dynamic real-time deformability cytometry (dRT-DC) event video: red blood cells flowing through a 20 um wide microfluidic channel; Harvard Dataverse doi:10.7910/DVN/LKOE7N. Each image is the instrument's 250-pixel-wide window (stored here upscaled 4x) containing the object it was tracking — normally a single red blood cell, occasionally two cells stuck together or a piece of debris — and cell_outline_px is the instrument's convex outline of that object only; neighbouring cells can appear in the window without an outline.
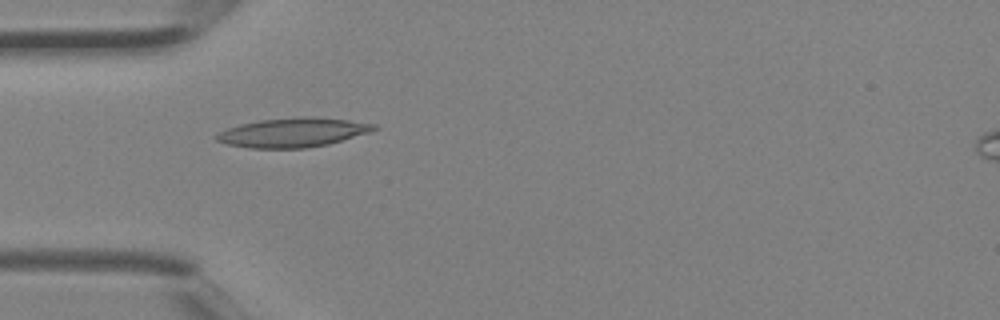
{"species": "Egyptian fruit bat (a non-hibernating species)", "species_latin": "Rousettus aegyptiacus", "temperature_condition": "room temperature", "stored_images_in_passage": 2, "camera_frame_rate_fps": 3000, "um_per_image_px": 0.085, "animal": {"sex": "female"}, "frame": {"image": 1, "passage_image": 1, "time_ms": 0.0, "image_size_px": [1000, 320], "cell_outline_px": [[380, 128], [368, 132], [328, 144], [304, 148], [248, 148], [228, 144], [216, 140], [212, 136], [228, 128], [240, 124], [260, 120], [304, 116], [348, 120], [376, 124]], "centroid_in_image_um": [24.87, 11.26], "position_along_channel_um": 60.1, "area_um2": 26.59}}
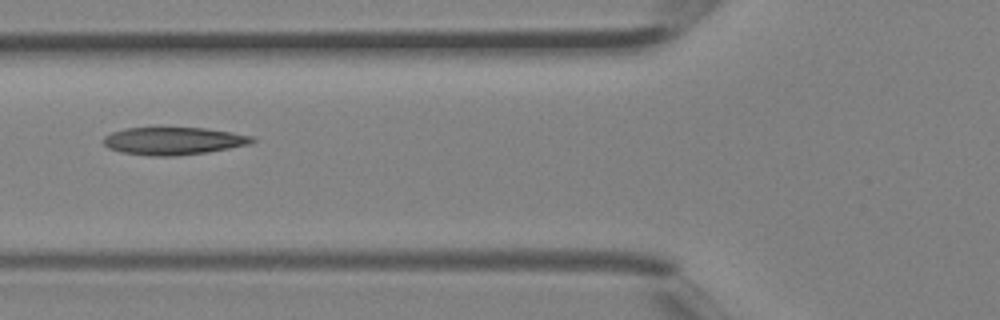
{"frame": {"image": 2, "passage_image": 2, "time_ms": 0.333, "image_size_px": [1000, 320], "cell_outline_px": [[256, 140], [252, 144], [208, 152], [176, 156], [152, 156], [120, 152], [108, 148], [100, 140], [104, 136], [112, 132], [124, 128], [204, 128], [232, 132], [256, 136]], "centroid_in_image_um": [14.76, 11.98], "position_along_channel_um": 111.0, "area_um2": 24.22}}